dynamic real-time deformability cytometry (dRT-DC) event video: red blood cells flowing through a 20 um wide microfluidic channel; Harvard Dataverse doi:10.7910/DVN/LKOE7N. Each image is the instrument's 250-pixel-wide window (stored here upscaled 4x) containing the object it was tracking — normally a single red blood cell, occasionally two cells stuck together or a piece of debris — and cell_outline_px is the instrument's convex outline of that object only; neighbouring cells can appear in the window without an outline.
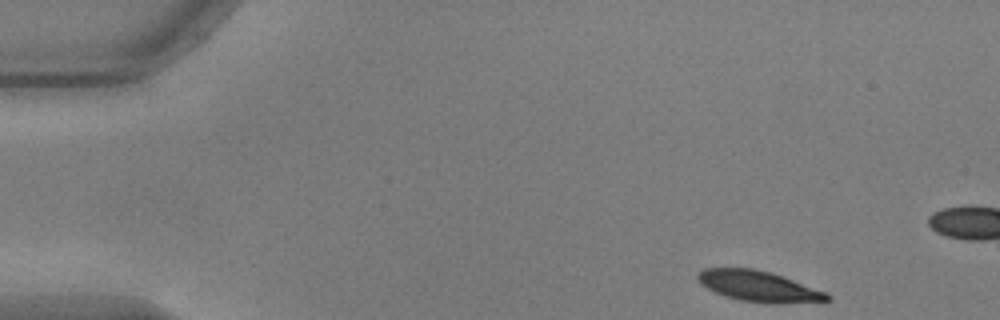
{"species": "common noctule bat (a hibernating species)", "species_latin": "Nyctalus noctula", "temperature_condition": "warm", "stored_images_in_passage": 11, "camera_frame_rate_fps": 3000, "um_per_image_px": 0.085, "animal": {"sex": "male", "body_mass_g": 17.9, "forearm_length_mm": 54.2}, "frame": {"image": 1, "passage_image": 1, "time_ms": 0.0, "image_size_px": [1000, 320], "cell_outline_px": [[832, 300], [776, 304], [740, 300], [716, 292], [700, 284], [696, 276], [704, 268], [752, 268], [772, 272], [784, 276], [828, 292], [832, 296]], "centroid_in_image_um": [64.56, 24.32], "position_along_channel_um": 20.4, "area_um2": 23.24}}
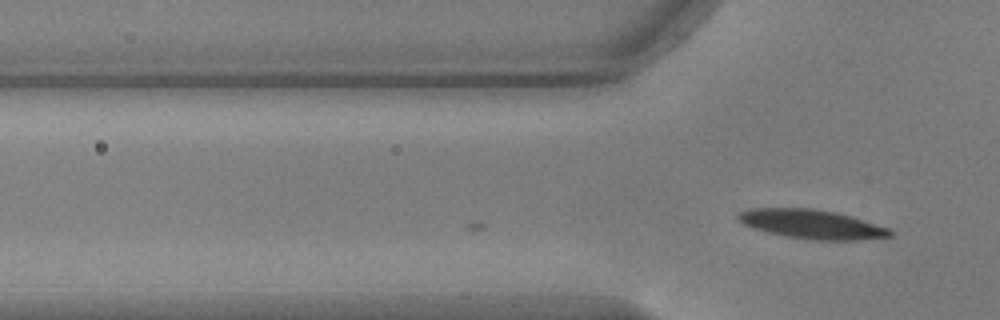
{"frame": {"image": 2, "passage_image": 11, "time_ms": 3.333, "image_size_px": [1000, 320], "cell_outline_px": [[896, 232], [892, 236], [856, 240], [812, 240], [784, 236], [752, 228], [736, 220], [736, 216], [740, 212], [748, 208], [816, 208], [836, 212], [852, 216], [888, 228]], "centroid_in_image_um": [68.99, 19.05], "position_along_channel_um": 56.8, "area_um2": 26.01}}